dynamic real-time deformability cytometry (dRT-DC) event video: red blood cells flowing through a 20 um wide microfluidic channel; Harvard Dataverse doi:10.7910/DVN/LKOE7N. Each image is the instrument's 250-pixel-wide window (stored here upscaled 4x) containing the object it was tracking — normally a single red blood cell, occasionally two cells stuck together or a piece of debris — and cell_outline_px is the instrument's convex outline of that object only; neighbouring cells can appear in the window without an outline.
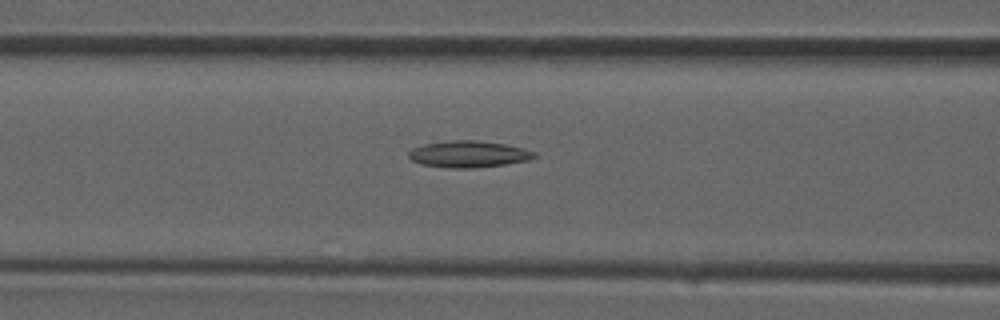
{"species": "common noctule bat (a hibernating species)", "species_latin": "Nyctalus noctula", "temperature_condition": "room temperature", "stored_images_in_passage": 25, "camera_frame_rate_fps": 3000, "um_per_image_px": 0.085, "animal": {"sex": "male", "forearm_length_mm": 52.5}, "frame": {"image": 1, "passage_image": 4, "time_ms": 1.0, "image_size_px": [1000, 320], "cell_outline_px": [[536, 156], [528, 160], [508, 164], [472, 168], [448, 168], [420, 164], [412, 160], [408, 156], [408, 152], [412, 148], [432, 136], [476, 140], [504, 144], [524, 148], [536, 152]], "centroid_in_image_um": [39.67, 13.03], "position_along_channel_um": 126.9, "area_um2": 20.81}}
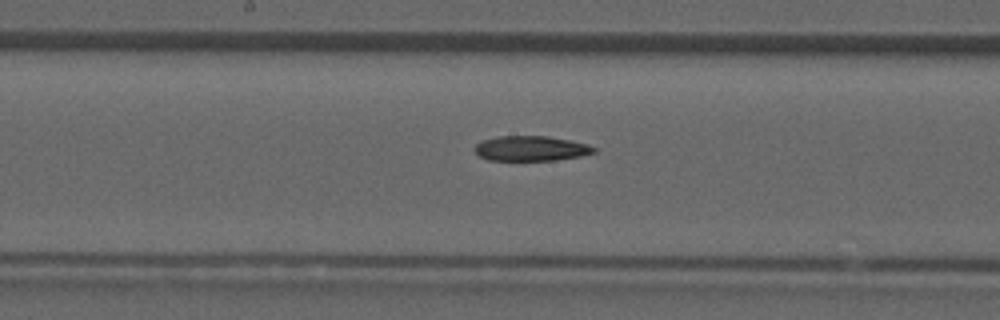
{"frame": {"image": 2, "passage_image": 8, "time_ms": 2.333, "image_size_px": [1000, 320], "cell_outline_px": [[596, 152], [580, 156], [556, 160], [488, 160], [480, 156], [476, 152], [476, 144], [480, 140], [496, 136], [548, 136], [588, 144], [596, 148]], "centroid_in_image_um": [45.13, 12.61], "position_along_channel_um": 203.1, "area_um2": 17.34}}
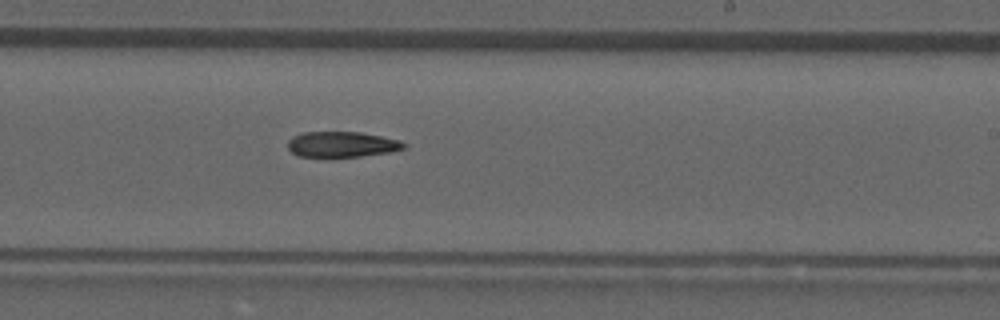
{"frame": {"image": 3, "passage_image": 11, "time_ms": 3.333, "image_size_px": [1000, 320], "cell_outline_px": [[408, 144], [404, 148], [392, 152], [328, 160], [296, 156], [288, 148], [288, 140], [292, 136], [304, 132], [360, 132], [400, 140]], "centroid_in_image_um": [29.01, 12.32], "position_along_channel_um": 260.0, "area_um2": 18.15}}